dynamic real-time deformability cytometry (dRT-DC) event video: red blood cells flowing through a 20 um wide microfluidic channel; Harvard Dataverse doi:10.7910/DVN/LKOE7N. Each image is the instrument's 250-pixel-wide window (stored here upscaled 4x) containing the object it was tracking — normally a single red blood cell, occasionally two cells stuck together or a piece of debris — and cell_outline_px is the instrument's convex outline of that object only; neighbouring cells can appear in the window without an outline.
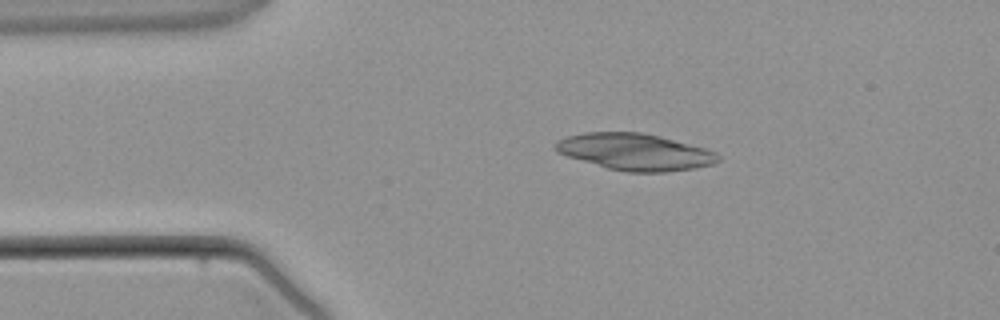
{"species": "common noctule bat (a hibernating species)", "species_latin": "Nyctalus noctula", "temperature_condition": "warm", "stored_images_in_passage": 3, "camera_frame_rate_fps": 3000, "um_per_image_px": 0.085, "animal": {"sex": "male", "body_mass_g": 21.5, "forearm_length_mm": 52.0}, "frame": {"image": 1, "passage_image": 1, "time_ms": 0.0, "image_size_px": [1000, 320], "cell_outline_px": [[720, 160], [712, 164], [696, 168], [664, 172], [628, 172], [608, 168], [568, 156], [556, 152], [552, 148], [552, 144], [556, 140], [568, 136], [584, 132], [640, 132], [660, 136], [704, 148], [716, 152], [720, 156]], "centroid_in_image_um": [53.94, 12.9], "position_along_channel_um": 31.1, "area_um2": 34.74}}